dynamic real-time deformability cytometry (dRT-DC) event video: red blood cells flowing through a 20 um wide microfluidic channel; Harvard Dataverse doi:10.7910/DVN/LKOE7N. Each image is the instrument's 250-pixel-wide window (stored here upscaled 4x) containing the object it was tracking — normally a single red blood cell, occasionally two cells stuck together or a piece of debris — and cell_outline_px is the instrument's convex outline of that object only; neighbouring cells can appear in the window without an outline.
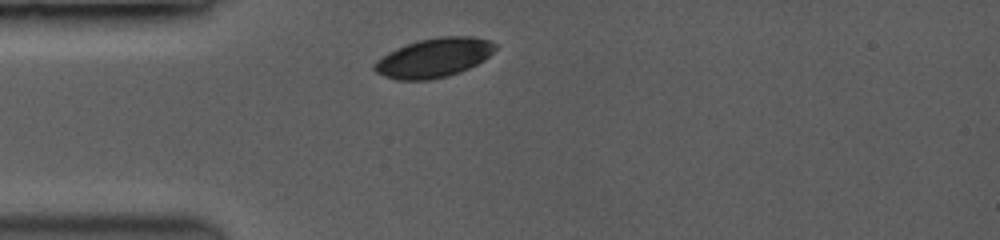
{"species": "common noctule bat (a hibernating species)", "species_latin": "Nyctalus noctula", "temperature_condition": "room temperature", "stored_images_in_passage": 3, "camera_frame_rate_fps": 3500, "um_per_image_px": 0.085, "animal": {"sex": "female", "body_mass_g": 19.0, "forearm_length_mm": 53.3}, "frame": {"image": 1, "passage_image": 1, "time_ms": 0.0, "image_size_px": [1000, 240], "cell_outline_px": [[496, 48], [484, 60], [468, 68], [444, 76], [428, 80], [396, 80], [384, 76], [376, 72], [372, 68], [376, 60], [388, 52], [396, 48], [420, 40], [440, 36], [472, 36], [488, 40], [496, 44]], "centroid_in_image_um": [36.85, 4.9], "position_along_channel_um": 48.2, "area_um2": 27.28}}
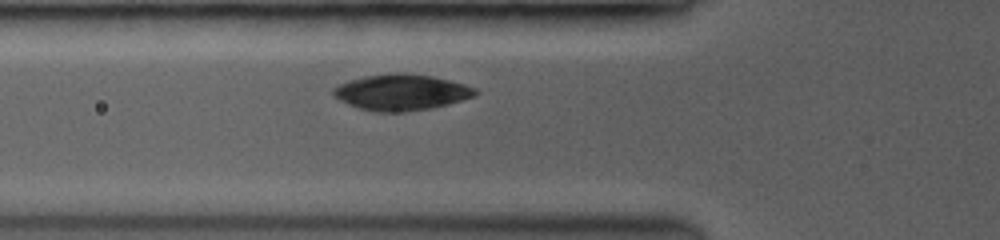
{"frame": {"image": 2, "passage_image": 3, "time_ms": 1.429, "image_size_px": [1000, 240], "cell_outline_px": [[476, 92], [472, 96], [460, 100], [428, 108], [404, 112], [380, 112], [360, 108], [340, 100], [332, 92], [332, 88], [348, 80], [364, 76], [396, 72], [404, 72], [432, 76], [464, 84], [476, 88]], "centroid_in_image_um": [34.06, 7.82], "position_along_channel_um": 91.7, "area_um2": 29.3}}